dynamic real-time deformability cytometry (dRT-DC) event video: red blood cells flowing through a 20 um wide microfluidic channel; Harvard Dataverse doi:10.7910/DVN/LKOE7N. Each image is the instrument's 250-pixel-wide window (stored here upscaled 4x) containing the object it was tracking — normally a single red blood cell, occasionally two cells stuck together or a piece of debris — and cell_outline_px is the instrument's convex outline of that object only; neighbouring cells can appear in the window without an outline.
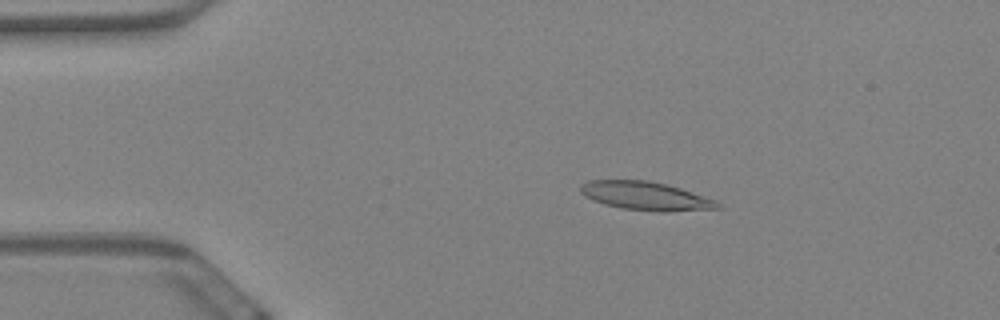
{"species": "Egyptian fruit bat (a non-hibernating species)", "species_latin": "Rousettus aegyptiacus", "temperature_condition": "warm", "stored_images_in_passage": 59, "camera_frame_rate_fps": 3000, "um_per_image_px": 0.085, "animal": {"sex": "female"}, "frame": {"image": 1, "passage_image": 11, "time_ms": 3.333, "image_size_px": [1000, 320], "cell_outline_px": [[724, 208], [668, 212], [660, 212], [620, 208], [604, 204], [592, 200], [584, 196], [580, 192], [580, 184], [588, 180], [648, 180], [668, 184], [716, 200]], "centroid_in_image_um": [54.88, 16.66], "position_along_channel_um": 30.1, "area_um2": 23.06}}
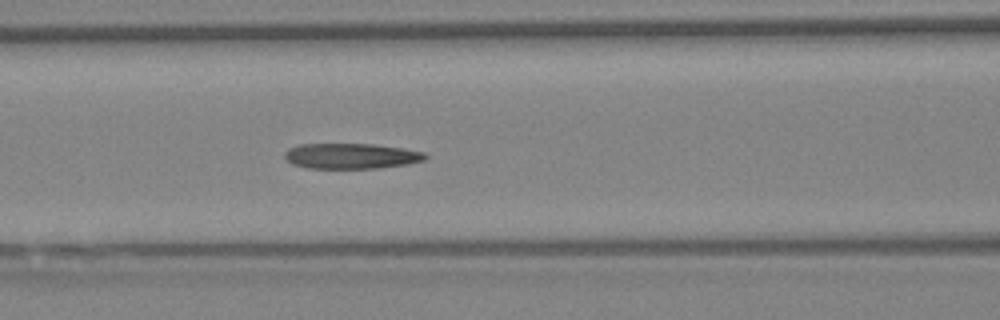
{"frame": {"image": 2, "passage_image": 25, "time_ms": 8.0, "image_size_px": [1000, 320], "cell_outline_px": [[428, 156], [424, 160], [408, 164], [380, 168], [308, 168], [292, 164], [284, 156], [284, 152], [288, 148], [300, 144], [372, 144], [404, 148], [424, 152]], "centroid_in_image_um": [29.85, 13.26], "position_along_channel_um": 136.7, "area_um2": 20.92}}
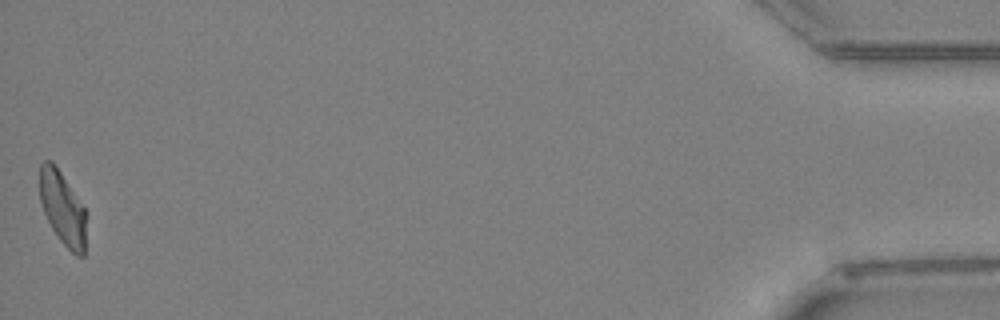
{"frame": {"image": 3, "passage_image": 59, "time_ms": 19.333, "image_size_px": [1000, 320], "cell_outline_px": [[88, 216], [84, 256], [76, 256], [60, 240], [52, 228], [44, 212], [40, 200], [40, 164], [44, 160], [52, 160], [84, 208]], "centroid_in_image_um": [5.35, 17.73], "position_along_channel_um": 429.9, "area_um2": 19.88}, "authors_computed_cell_mechanics": {"area_um2": 21.8484, "velocity_mm_per_s": 3.4373, "shape_relaxation_time_tau1_ms": null, "shape_relaxation_time_tau2_ms": 2.9107, "deformation_change_tau1": null, "deformation_change_tau2": 0.1138}}